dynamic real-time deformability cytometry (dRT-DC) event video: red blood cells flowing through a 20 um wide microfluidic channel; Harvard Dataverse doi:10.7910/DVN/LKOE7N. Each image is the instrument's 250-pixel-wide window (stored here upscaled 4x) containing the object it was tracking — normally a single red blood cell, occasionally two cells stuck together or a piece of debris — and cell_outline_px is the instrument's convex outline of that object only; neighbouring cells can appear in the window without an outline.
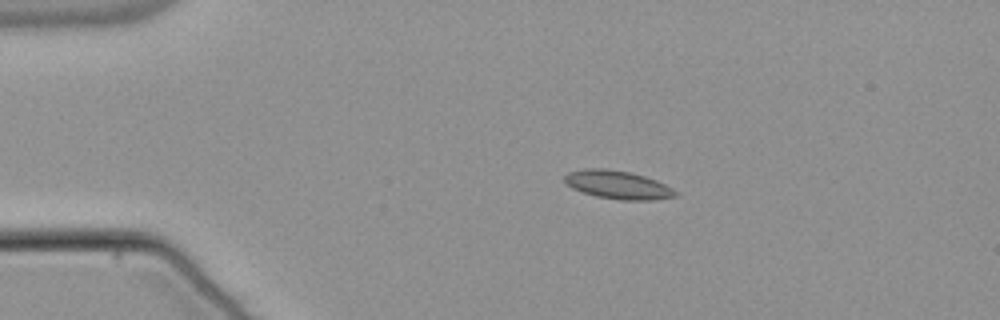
{"species": "common noctule bat (a hibernating species)", "species_latin": "Nyctalus noctula", "temperature_condition": "warm", "stored_images_in_passage": 44, "camera_frame_rate_fps": 3000, "um_per_image_px": 0.085, "animal": {"sex": "male", "body_mass_g": 21.5, "forearm_length_mm": 52.0}, "frame": {"image": 1, "passage_image": 1, "time_ms": 0.0, "image_size_px": [1000, 320], "cell_outline_px": [[676, 196], [652, 200], [620, 200], [596, 196], [572, 188], [564, 180], [564, 176], [568, 172], [584, 168], [604, 168], [632, 172], [656, 180], [672, 188], [676, 192]], "centroid_in_image_um": [52.49, 15.7], "position_along_channel_um": 32.5, "area_um2": 18.21}}
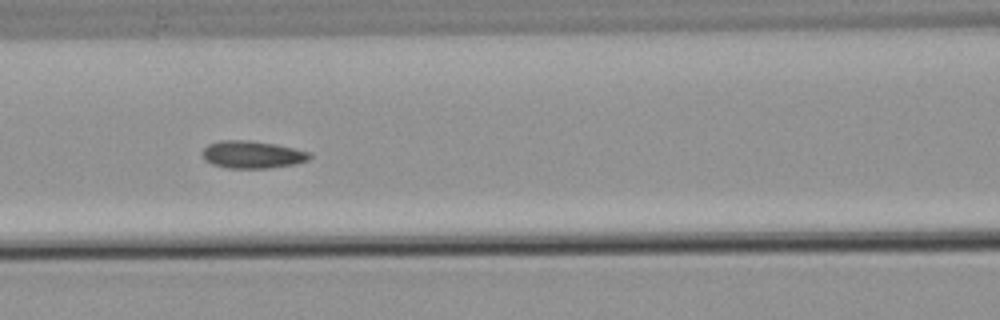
{"frame": {"image": 2, "passage_image": 14, "time_ms": 4.333, "image_size_px": [1000, 320], "cell_outline_px": [[312, 156], [308, 160], [296, 164], [268, 168], [228, 168], [212, 164], [204, 160], [200, 152], [208, 144], [220, 140], [248, 140], [276, 144], [312, 152]], "centroid_in_image_um": [21.44, 13.13], "position_along_channel_um": 145.2, "area_um2": 17.4}}
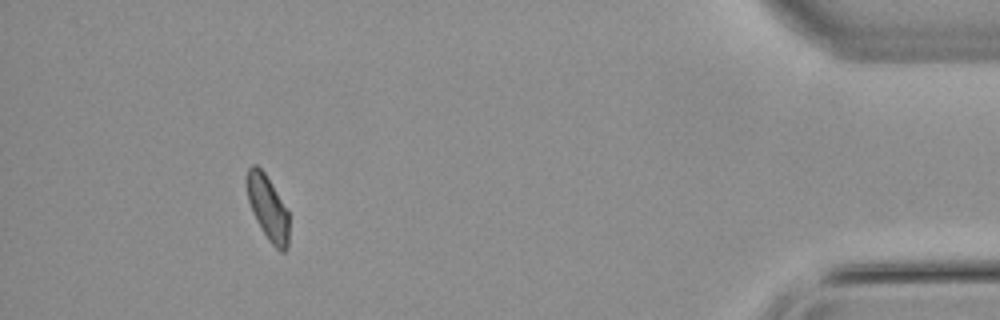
{"frame": {"image": 3, "passage_image": 40, "time_ms": 13.0, "image_size_px": [1000, 320], "cell_outline_px": [[288, 248], [284, 252], [280, 252], [268, 240], [260, 228], [252, 212], [248, 200], [248, 168], [252, 164], [256, 164], [264, 172], [288, 212]], "centroid_in_image_um": [22.77, 17.72], "position_along_channel_um": 412.4, "area_um2": 15.49}, "authors_computed_cell_mechanics": {"area_um2": 16.5597, "velocity_mm_per_s": 3.7922, "shape_relaxation_time_tau1_ms": null, "shape_relaxation_time_tau2_ms": 3.3799, "deformation_change_tau1": null, "deformation_change_tau2": 0.0628}}